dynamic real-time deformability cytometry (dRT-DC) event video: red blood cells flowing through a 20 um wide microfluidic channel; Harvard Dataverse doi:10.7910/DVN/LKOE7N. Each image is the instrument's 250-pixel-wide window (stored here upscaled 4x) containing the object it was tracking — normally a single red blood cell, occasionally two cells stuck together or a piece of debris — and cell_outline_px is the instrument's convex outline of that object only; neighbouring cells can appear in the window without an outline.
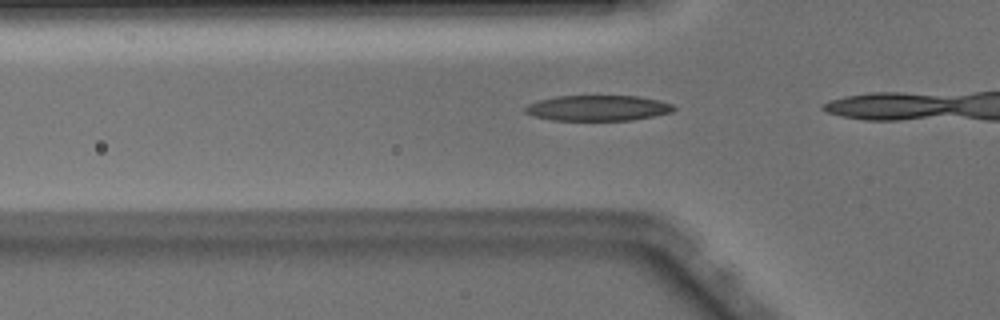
{"species": "Egyptian fruit bat (a non-hibernating species)", "species_latin": "Rousettus aegyptiacus", "temperature_condition": "warm", "stored_images_in_passage": 5, "camera_frame_rate_fps": 3000, "um_per_image_px": 0.085, "animal": {"sex": "male"}, "frame": {"image": 1, "passage_image": 3, "time_ms": 0.667, "image_size_px": [1000, 320], "cell_outline_px": [[676, 108], [672, 112], [632, 120], [552, 120], [536, 116], [524, 112], [524, 108], [528, 104], [540, 100], [556, 96], [636, 96], [656, 100], [672, 104]], "centroid_in_image_um": [50.8, 9.18], "position_along_channel_um": 75.0, "area_um2": 21.85}}